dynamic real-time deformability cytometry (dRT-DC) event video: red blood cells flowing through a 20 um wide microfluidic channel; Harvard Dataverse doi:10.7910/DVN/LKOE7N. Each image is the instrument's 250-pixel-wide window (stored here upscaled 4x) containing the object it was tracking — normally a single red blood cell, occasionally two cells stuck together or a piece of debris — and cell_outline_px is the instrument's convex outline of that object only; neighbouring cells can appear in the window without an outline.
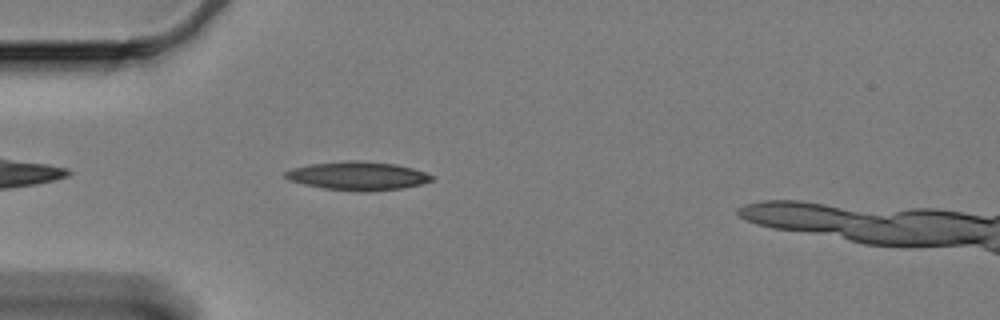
{"species": "Egyptian fruit bat (a non-hibernating species)", "species_latin": "Rousettus aegyptiacus", "temperature_condition": "cold", "stored_images_in_passage": 44, "camera_frame_rate_fps": 3000, "um_per_image_px": 0.085, "animal": {"sex": "female"}, "frame": {"image": 1, "passage_image": 4, "time_ms": 1.0, "image_size_px": [1000, 320], "cell_outline_px": [[432, 180], [420, 184], [400, 188], [368, 192], [360, 192], [324, 188], [304, 184], [288, 180], [284, 176], [284, 172], [292, 168], [312, 164], [348, 160], [356, 160], [396, 164], [412, 168], [424, 172], [432, 176]], "centroid_in_image_um": [30.37, 14.95], "position_along_channel_um": 54.6, "area_um2": 24.16}}
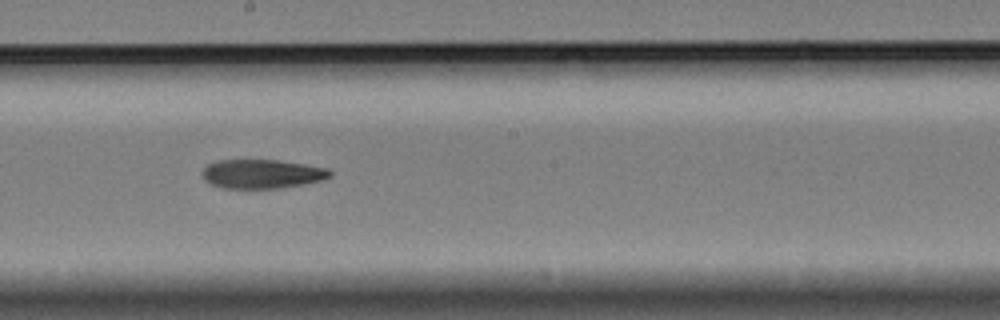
{"frame": {"image": 2, "passage_image": 20, "time_ms": 6.333, "image_size_px": [1000, 320], "cell_outline_px": [[332, 176], [320, 180], [280, 188], [224, 188], [212, 184], [204, 180], [200, 172], [208, 164], [216, 160], [276, 160], [304, 164], [328, 168], [332, 172]], "centroid_in_image_um": [22.23, 14.77], "position_along_channel_um": 226.0, "area_um2": 21.5}}
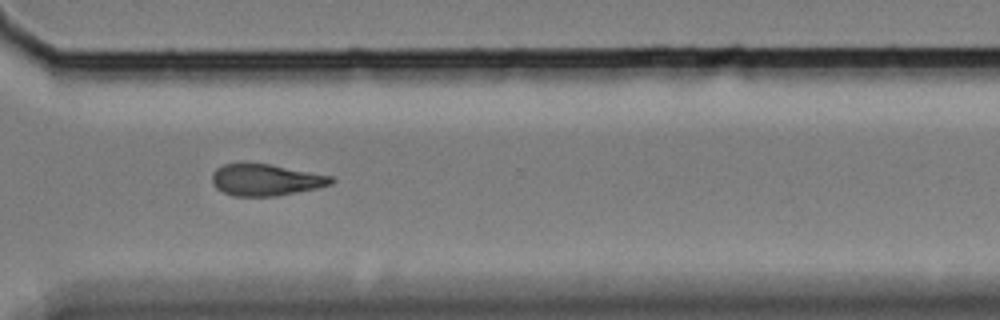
{"frame": {"image": 3, "passage_image": 31, "time_ms": 10.0, "image_size_px": [1000, 320], "cell_outline_px": [[336, 180], [332, 184], [316, 188], [276, 196], [232, 196], [216, 188], [212, 184], [212, 172], [216, 168], [224, 164], [268, 164], [332, 176]], "centroid_in_image_um": [22.57, 15.3], "position_along_channel_um": 348.0, "area_um2": 21.73}}